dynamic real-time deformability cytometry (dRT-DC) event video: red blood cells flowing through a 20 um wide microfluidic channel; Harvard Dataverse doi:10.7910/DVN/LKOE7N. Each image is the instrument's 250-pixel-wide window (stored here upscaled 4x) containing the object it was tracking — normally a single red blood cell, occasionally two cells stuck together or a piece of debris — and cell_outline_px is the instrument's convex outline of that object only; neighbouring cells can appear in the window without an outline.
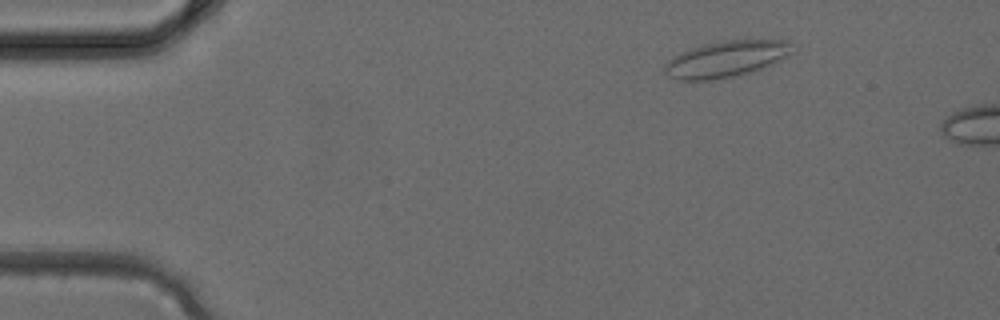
{"species": "common noctule bat (a hibernating species)", "species_latin": "Nyctalus noctula", "temperature_condition": "cold", "stored_images_in_passage": 2, "camera_frame_rate_fps": 3000, "um_per_image_px": 0.085, "animal": {"sex": "female", "body_mass_g": 24.6, "forearm_length_mm": 56.2}, "frame": {"image": 1, "passage_image": 1, "time_ms": 0.0, "image_size_px": [1000, 320], "cell_outline_px": [[792, 52], [788, 56], [776, 64], [748, 72], [732, 76], [708, 80], [676, 80], [668, 76], [664, 72], [664, 68], [668, 60], [680, 52], [688, 48], [720, 40], [784, 40], [788, 44]], "centroid_in_image_um": [61.68, 5.01], "position_along_channel_um": 23.3, "area_um2": 26.88}}